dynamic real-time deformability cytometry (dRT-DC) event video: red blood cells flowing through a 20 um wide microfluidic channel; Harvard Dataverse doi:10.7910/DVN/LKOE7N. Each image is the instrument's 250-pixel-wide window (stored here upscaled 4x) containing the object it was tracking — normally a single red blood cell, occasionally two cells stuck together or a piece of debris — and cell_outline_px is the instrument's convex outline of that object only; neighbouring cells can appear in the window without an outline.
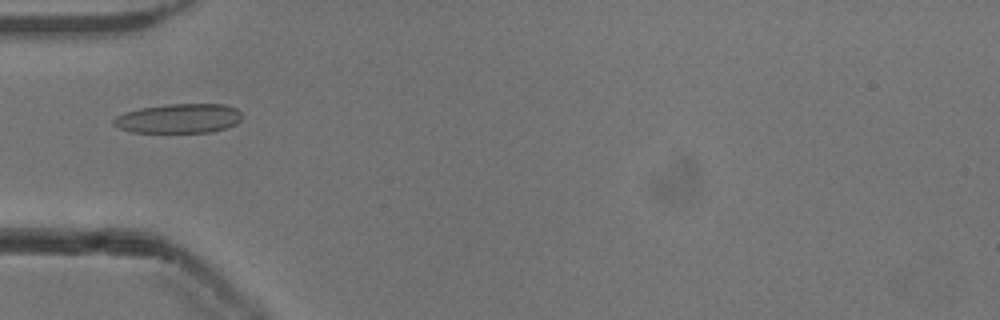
{"species": "common noctule bat (a hibernating species)", "species_latin": "Nyctalus noctula", "temperature_condition": "cold", "stored_images_in_passage": 19, "camera_frame_rate_fps": 3000, "um_per_image_px": 0.085, "animal": {"sex": "male", "body_mass_g": 13.3}, "frame": {"image": 1, "passage_image": 1, "time_ms": 0.0, "image_size_px": [1000, 320], "cell_outline_px": [[240, 120], [236, 124], [228, 128], [208, 132], [132, 132], [120, 128], [112, 124], [112, 120], [116, 116], [124, 112], [140, 108], [164, 104], [224, 104], [236, 108], [240, 112]], "centroid_in_image_um": [15.18, 10.06], "position_along_channel_um": 69.8, "area_um2": 22.08}}
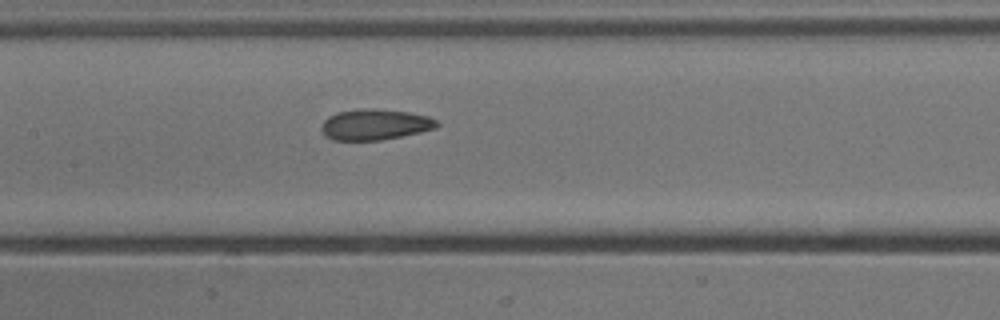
{"frame": {"image": 2, "passage_image": 9, "time_ms": 2.667, "image_size_px": [1000, 320], "cell_outline_px": [[440, 124], [436, 128], [420, 132], [380, 140], [332, 140], [320, 128], [324, 120], [328, 116], [336, 112], [360, 108], [372, 108], [408, 112], [428, 116], [436, 120]], "centroid_in_image_um": [31.87, 10.57], "position_along_channel_um": 175.5, "area_um2": 20.69}}
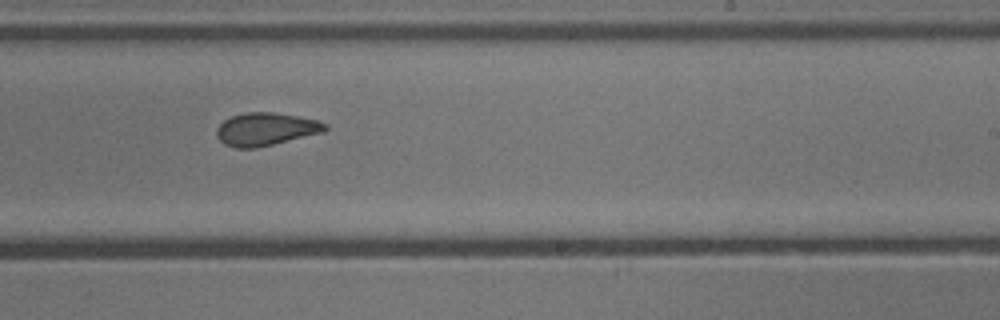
{"frame": {"image": 3, "passage_image": 16, "time_ms": 5.0, "image_size_px": [1000, 320], "cell_outline_px": [[328, 128], [324, 132], [256, 148], [236, 148], [224, 144], [216, 136], [216, 128], [224, 120], [232, 116], [244, 112], [272, 112], [320, 120], [328, 124]], "centroid_in_image_um": [22.6, 10.97], "position_along_channel_um": 266.4, "area_um2": 20.87}}